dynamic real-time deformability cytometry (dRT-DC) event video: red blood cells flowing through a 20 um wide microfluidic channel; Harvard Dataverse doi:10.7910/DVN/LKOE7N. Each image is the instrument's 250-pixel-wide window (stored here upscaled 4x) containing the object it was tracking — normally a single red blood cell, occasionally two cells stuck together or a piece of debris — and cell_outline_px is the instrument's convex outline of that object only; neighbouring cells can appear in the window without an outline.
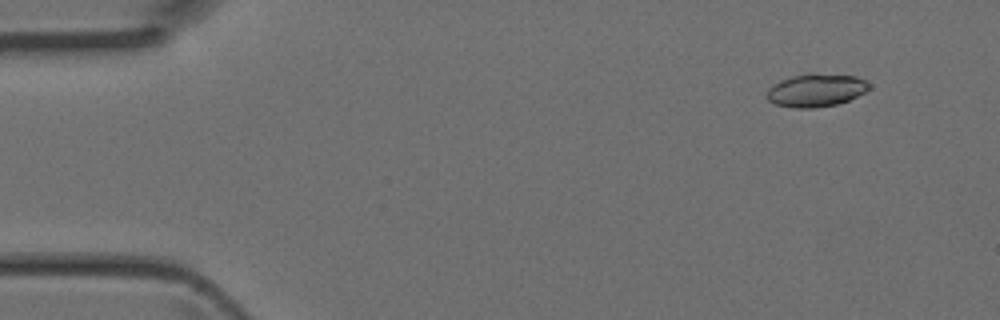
{"species": "Egyptian fruit bat (a non-hibernating species)", "species_latin": "Rousettus aegyptiacus", "temperature_condition": "room temperature", "stored_images_in_passage": 44, "camera_frame_rate_fps": 3000, "um_per_image_px": 0.085, "animal": {"sex": "female"}, "frame": {"image": 1, "passage_image": 4, "time_ms": 1.0, "image_size_px": [1000, 320], "cell_outline_px": [[868, 88], [864, 92], [848, 100], [836, 104], [812, 108], [792, 108], [776, 104], [768, 100], [764, 96], [768, 88], [772, 84], [780, 80], [792, 76], [808, 72], [812, 72], [856, 76], [864, 80], [868, 84]], "centroid_in_image_um": [69.28, 7.65], "position_along_channel_um": 15.7, "area_um2": 19.83}}
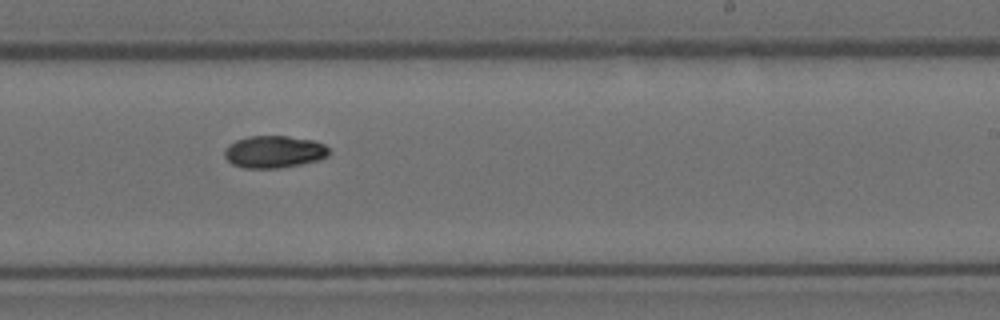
{"frame": {"image": 2, "passage_image": 27, "time_ms": 8.667, "image_size_px": [1000, 320], "cell_outline_px": [[328, 156], [320, 160], [300, 164], [276, 168], [244, 168], [232, 164], [224, 156], [224, 152], [228, 144], [236, 140], [248, 136], [288, 136], [316, 140], [324, 144], [328, 148]], "centroid_in_image_um": [23.3, 12.89], "position_along_channel_um": 265.7, "area_um2": 19.71}}
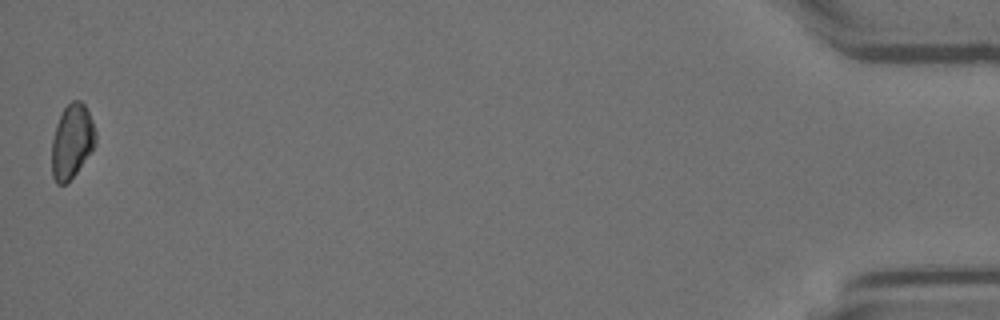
{"frame": {"image": 3, "passage_image": 44, "time_ms": 14.333, "image_size_px": [1000, 320], "cell_outline_px": [[96, 144], [76, 172], [64, 184], [56, 184], [52, 176], [52, 140], [56, 124], [64, 108], [72, 100], [80, 100], [84, 104], [92, 120], [96, 132]], "centroid_in_image_um": [6.11, 11.99], "position_along_channel_um": 429.1, "area_um2": 18.73}}